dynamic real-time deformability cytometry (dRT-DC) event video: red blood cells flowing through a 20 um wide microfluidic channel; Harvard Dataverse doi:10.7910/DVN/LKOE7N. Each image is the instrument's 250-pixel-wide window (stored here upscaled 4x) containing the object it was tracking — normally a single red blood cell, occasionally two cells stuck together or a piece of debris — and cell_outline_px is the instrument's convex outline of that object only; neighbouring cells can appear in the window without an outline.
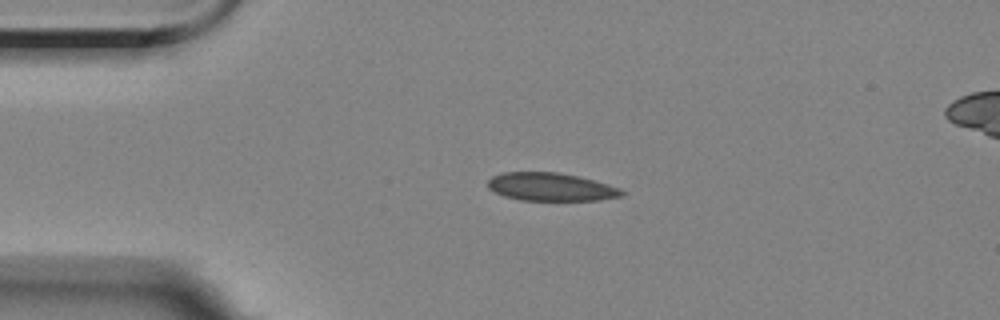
{"species": "Egyptian fruit bat (a non-hibernating species)", "species_latin": "Rousettus aegyptiacus", "temperature_condition": "room temperature", "stored_images_in_passage": 3, "camera_frame_rate_fps": 3000, "um_per_image_px": 0.085, "animal": {"sex": "female"}, "frame": {"image": 1, "passage_image": 1, "time_ms": 0.0, "image_size_px": [1000, 320], "cell_outline_px": [[624, 196], [600, 200], [520, 200], [504, 196], [488, 188], [488, 180], [492, 176], [504, 172], [556, 172], [576, 176], [608, 184], [620, 188], [624, 192]], "centroid_in_image_um": [46.82, 15.89], "position_along_channel_um": 38.2, "area_um2": 21.79}}
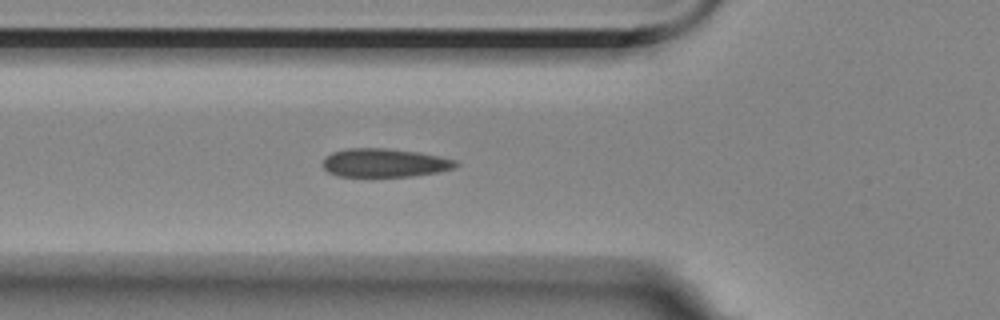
{"frame": {"image": 2, "passage_image": 3, "time_ms": 2.333, "image_size_px": [1000, 320], "cell_outline_px": [[460, 164], [456, 168], [440, 172], [412, 176], [340, 176], [328, 172], [324, 168], [324, 160], [332, 152], [348, 148], [384, 148], [420, 152], [440, 156], [456, 160]], "centroid_in_image_um": [32.77, 13.84], "position_along_channel_um": 93.0, "area_um2": 22.14}}